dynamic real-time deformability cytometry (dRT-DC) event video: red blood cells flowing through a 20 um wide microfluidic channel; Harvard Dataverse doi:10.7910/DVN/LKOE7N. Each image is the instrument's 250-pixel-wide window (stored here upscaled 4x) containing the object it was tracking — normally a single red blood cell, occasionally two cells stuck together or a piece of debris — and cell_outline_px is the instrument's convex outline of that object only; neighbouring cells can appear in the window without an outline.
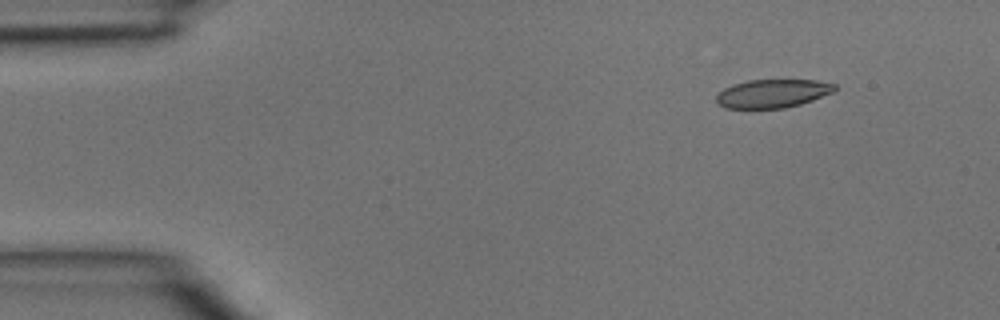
{"species": "common noctule bat (a hibernating species)", "species_latin": "Nyctalus noctula", "temperature_condition": "room temperature", "stored_images_in_passage": 2, "camera_frame_rate_fps": 3000, "um_per_image_px": 0.085, "animal": {"sex": "male", "body_mass_g": 15.6}, "frame": {"image": 1, "passage_image": 1, "time_ms": 0.0, "image_size_px": [1000, 320], "cell_outline_px": [[836, 88], [832, 92], [812, 100], [800, 104], [784, 108], [724, 108], [716, 104], [716, 96], [724, 88], [732, 84], [748, 80], [816, 80], [836, 84]], "centroid_in_image_um": [65.63, 7.95], "position_along_channel_um": 19.4, "area_um2": 19.59}}